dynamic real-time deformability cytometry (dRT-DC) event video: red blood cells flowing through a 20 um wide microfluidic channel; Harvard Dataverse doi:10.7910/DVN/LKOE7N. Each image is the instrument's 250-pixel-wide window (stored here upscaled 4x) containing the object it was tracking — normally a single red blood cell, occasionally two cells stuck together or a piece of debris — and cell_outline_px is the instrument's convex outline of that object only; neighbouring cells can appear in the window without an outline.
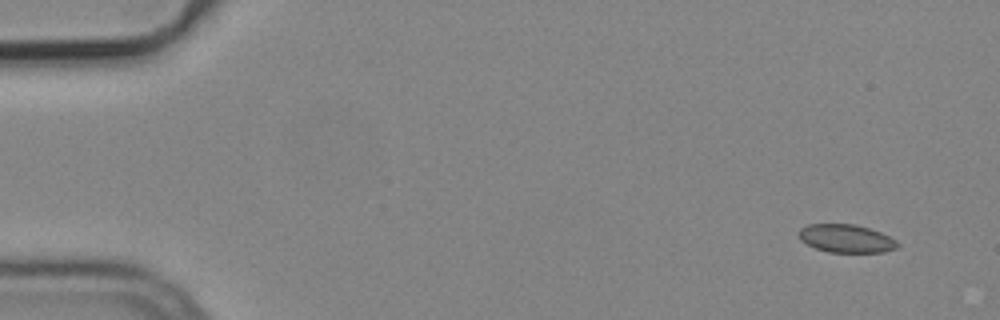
{"species": "common noctule bat (a hibernating species)", "species_latin": "Nyctalus noctula", "temperature_condition": "cold", "stored_images_in_passage": 6, "camera_frame_rate_fps": 3000, "um_per_image_px": 0.085, "animal": {"sex": "male", "body_mass_g": 19.2, "forearm_length_mm": 51.8}, "frame": {"image": 1, "passage_image": 1, "time_ms": 0.0, "image_size_px": [1000, 320], "cell_outline_px": [[900, 244], [896, 248], [884, 252], [828, 252], [816, 248], [800, 240], [800, 228], [808, 224], [856, 224], [880, 232], [896, 240]], "centroid_in_image_um": [71.94, 20.27], "position_along_channel_um": 13.1, "area_um2": 16.07}}
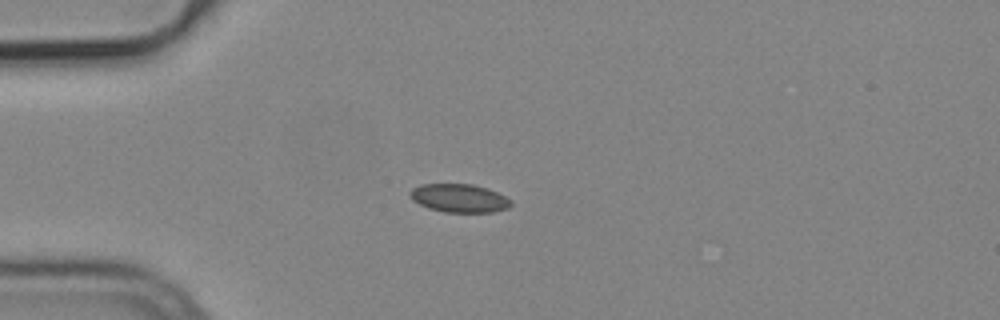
{"frame": {"image": 2, "passage_image": 4, "time_ms": 1.0, "image_size_px": [1000, 320], "cell_outline_px": [[512, 204], [508, 208], [492, 212], [444, 212], [428, 208], [412, 200], [408, 192], [412, 188], [420, 184], [472, 184], [488, 188], [512, 200]], "centroid_in_image_um": [39.02, 16.84], "position_along_channel_um": 46.0, "area_um2": 16.76}}
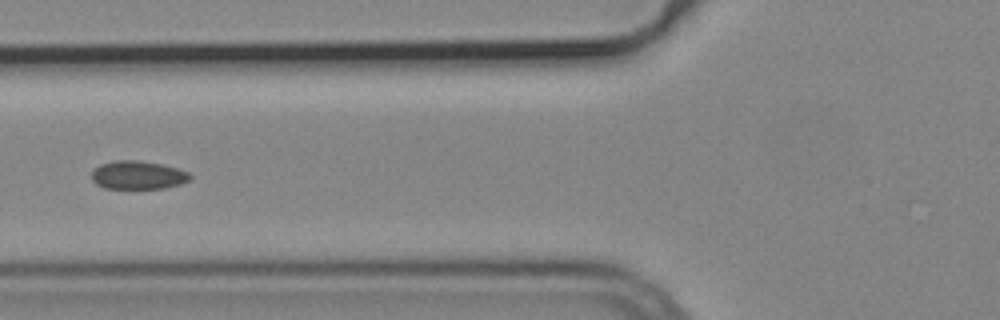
{"frame": {"image": 3, "passage_image": 6, "time_ms": 1.667, "image_size_px": [1000, 320], "cell_outline_px": [[192, 176], [188, 180], [180, 184], [164, 188], [104, 188], [96, 184], [92, 180], [92, 172], [100, 164], [112, 160], [140, 160], [164, 164], [188, 172]], "centroid_in_image_um": [11.71, 14.87], "position_along_channel_um": 114.1, "area_um2": 16.3}}